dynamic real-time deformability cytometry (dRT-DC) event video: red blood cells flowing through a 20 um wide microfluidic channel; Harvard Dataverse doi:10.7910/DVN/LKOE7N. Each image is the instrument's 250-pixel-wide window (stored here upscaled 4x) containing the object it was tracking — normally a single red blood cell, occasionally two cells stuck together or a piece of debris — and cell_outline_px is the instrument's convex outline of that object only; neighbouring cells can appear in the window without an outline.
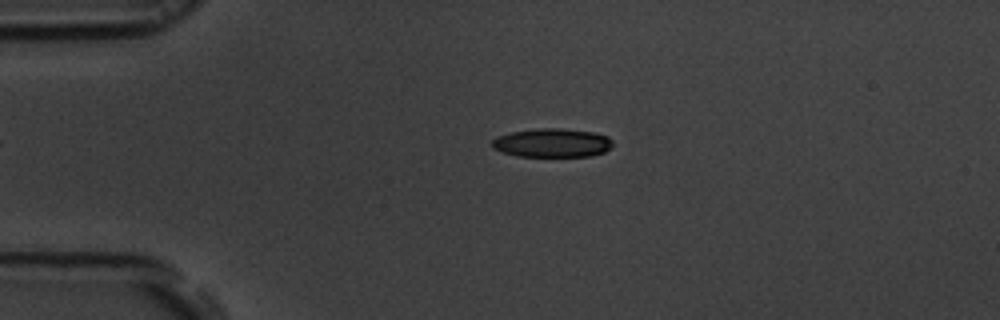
{"species": "common noctule bat (a hibernating species)", "species_latin": "Nyctalus noctula", "temperature_condition": "room temperature", "stored_images_in_passage": 22, "camera_frame_rate_fps": 3000, "um_per_image_px": 0.085, "animal": {"sex": "male", "body_mass_g": 19.5, "forearm_length_mm": 54.6}, "frame": {"image": 1, "passage_image": 12, "time_ms": 3.667, "image_size_px": [1000, 320], "cell_outline_px": [[612, 144], [604, 152], [592, 156], [516, 156], [500, 152], [492, 148], [492, 140], [496, 136], [508, 132], [536, 128], [556, 128], [592, 132], [608, 136], [612, 140]], "centroid_in_image_um": [46.87, 12.14], "position_along_channel_um": 38.1, "area_um2": 20.35}}
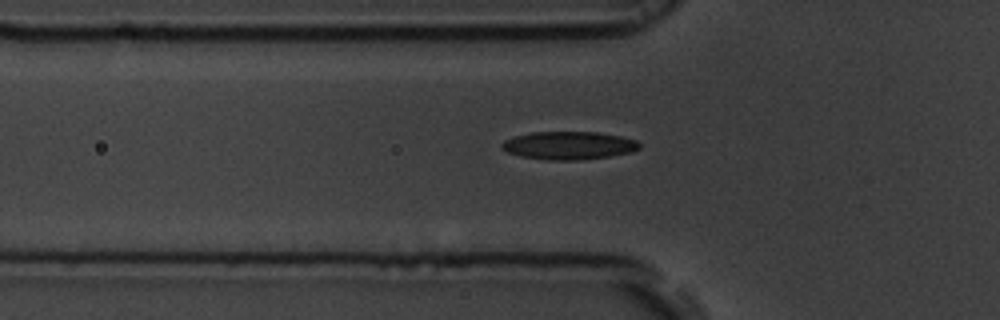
{"frame": {"image": 2, "passage_image": 18, "time_ms": 5.667, "image_size_px": [1000, 320], "cell_outline_px": [[640, 148], [632, 152], [608, 156], [580, 160], [548, 160], [520, 156], [508, 152], [500, 148], [500, 144], [504, 140], [516, 136], [532, 132], [596, 132], [620, 136], [636, 140], [640, 144]], "centroid_in_image_um": [48.33, 12.37], "position_along_channel_um": 77.5, "area_um2": 22.43}}
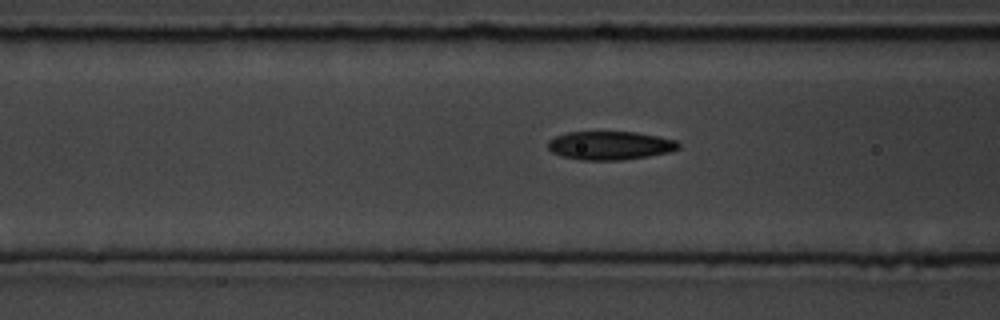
{"frame": {"image": 3, "passage_image": 21, "time_ms": 6.667, "image_size_px": [1000, 320], "cell_outline_px": [[680, 148], [672, 152], [648, 156], [620, 160], [580, 160], [560, 156], [552, 152], [548, 148], [548, 140], [556, 136], [568, 132], [636, 132], [660, 136], [676, 140], [680, 144]], "centroid_in_image_um": [51.87, 12.37], "position_along_channel_um": 114.7, "area_um2": 21.91}}